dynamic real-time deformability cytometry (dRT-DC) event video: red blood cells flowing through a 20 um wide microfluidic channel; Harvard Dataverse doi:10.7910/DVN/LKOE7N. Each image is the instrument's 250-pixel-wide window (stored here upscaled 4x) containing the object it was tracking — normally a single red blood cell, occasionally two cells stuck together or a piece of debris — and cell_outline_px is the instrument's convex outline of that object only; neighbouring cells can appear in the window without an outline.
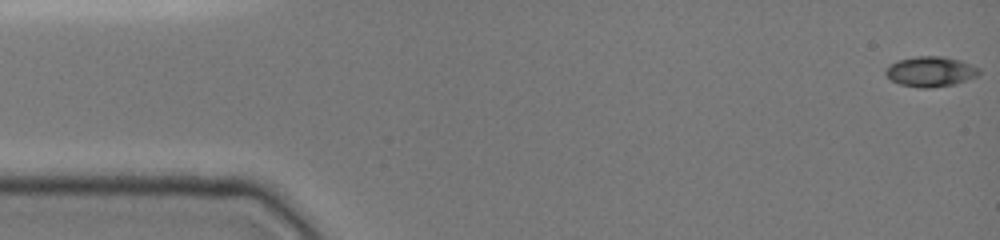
{"species": "common noctule bat (a hibernating species)", "species_latin": "Nyctalus noctula", "temperature_condition": "cold", "stored_images_in_passage": 48, "camera_frame_rate_fps": 3000, "um_per_image_px": 0.085, "animal": {"sex": "female", "body_mass_g": 19.0, "forearm_length_mm": 51.5}, "frame": {"image": 1, "passage_image": 1, "time_ms": 0.0, "image_size_px": [1000, 240], "cell_outline_px": [[980, 76], [956, 84], [932, 88], [920, 88], [900, 84], [892, 80], [884, 72], [888, 64], [896, 60], [916, 56], [944, 56], [960, 60], [980, 68]], "centroid_in_image_um": [79.12, 6.08], "position_along_channel_um": 5.9, "area_um2": 16.76}}
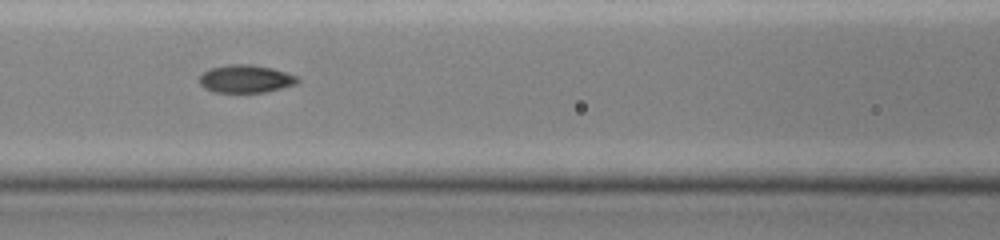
{"frame": {"image": 2, "passage_image": 21, "time_ms": 6.667, "image_size_px": [1000, 240], "cell_outline_px": [[300, 80], [296, 84], [264, 92], [212, 92], [204, 88], [200, 84], [200, 76], [204, 72], [212, 68], [228, 64], [252, 64], [272, 68], [300, 76]], "centroid_in_image_um": [20.91, 6.69], "position_along_channel_um": 145.7, "area_um2": 15.95}}
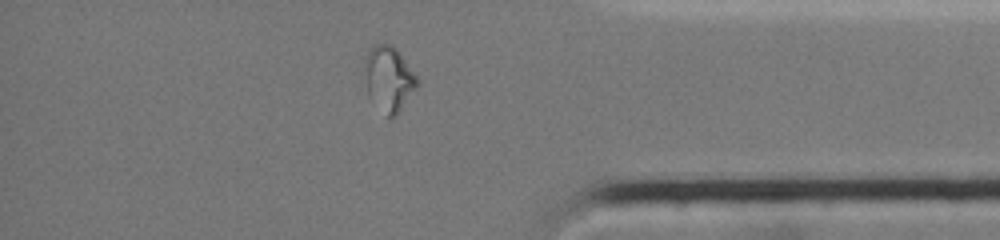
{"frame": {"image": 3, "passage_image": 41, "time_ms": 13.333, "image_size_px": [1000, 240], "cell_outline_px": [[420, 84], [396, 116], [388, 116], [368, 96], [364, 68], [364, 60], [372, 44], [392, 44], [400, 52], [420, 80]], "centroid_in_image_um": [33.07, 6.66], "position_along_channel_um": 402.1, "area_um2": 20.06}, "authors_computed_cell_mechanics": {"area_um2": 16.2418, "velocity_mm_per_s": 3.9913, "shape_relaxation_time_tau1_ms": null, "shape_relaxation_time_tau2_ms": 1.4289, "deformation_change_tau1": null, "deformation_change_tau2": 0.0575}}